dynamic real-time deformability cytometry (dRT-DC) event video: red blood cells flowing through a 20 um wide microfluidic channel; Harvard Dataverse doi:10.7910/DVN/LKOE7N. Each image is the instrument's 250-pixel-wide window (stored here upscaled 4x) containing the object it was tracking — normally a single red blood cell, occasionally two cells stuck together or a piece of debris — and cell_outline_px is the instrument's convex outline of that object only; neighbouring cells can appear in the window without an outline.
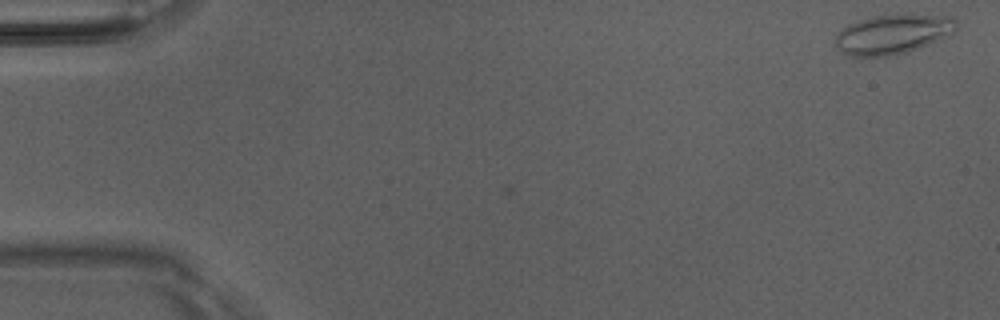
{"species": "Egyptian fruit bat (a non-hibernating species)", "species_latin": "Rousettus aegyptiacus", "temperature_condition": "room temperature", "stored_images_in_passage": 5, "camera_frame_rate_fps": 3000, "um_per_image_px": 0.085, "animal": {"sex": "male"}, "frame": {"image": 1, "passage_image": 1, "time_ms": 0.0, "image_size_px": [1000, 320], "cell_outline_px": [[956, 28], [952, 36], [904, 52], [888, 56], [848, 56], [840, 52], [836, 44], [836, 32], [848, 24], [872, 16], [908, 12], [912, 12], [952, 16], [956, 20]], "centroid_in_image_um": [75.93, 2.86], "position_along_channel_um": 9.1, "area_um2": 28.67}}